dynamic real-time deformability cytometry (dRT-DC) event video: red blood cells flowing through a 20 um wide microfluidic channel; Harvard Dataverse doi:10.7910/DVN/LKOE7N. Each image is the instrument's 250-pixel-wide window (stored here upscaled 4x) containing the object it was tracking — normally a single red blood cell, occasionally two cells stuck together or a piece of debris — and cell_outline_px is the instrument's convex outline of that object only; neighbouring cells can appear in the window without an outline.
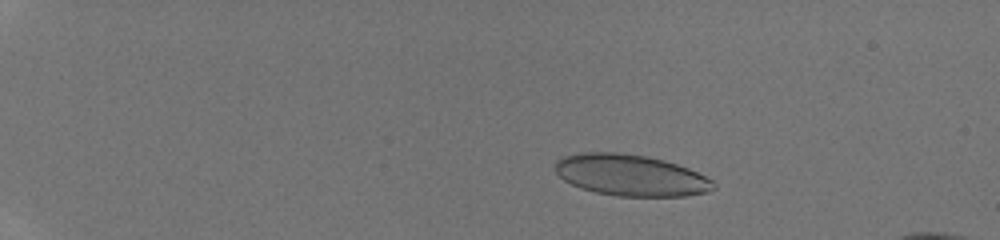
{"species": "human", "species_latin": "Homo sapiens", "temperature_condition": "room temperature", "stored_images_in_passage": 39, "camera_frame_rate_fps": 3000, "um_per_image_px": 0.085, "donor": {"sex": "male"}, "frame": {"image": 1, "passage_image": 3, "time_ms": 0.667, "image_size_px": [1000, 240], "cell_outline_px": [[716, 188], [708, 192], [688, 196], [616, 196], [596, 192], [580, 188], [564, 180], [556, 172], [556, 160], [564, 156], [584, 152], [620, 152], [648, 156], [664, 160], [688, 168], [712, 180], [716, 184]], "centroid_in_image_um": [53.62, 14.89], "position_along_channel_um": 31.4, "area_um2": 38.21}}
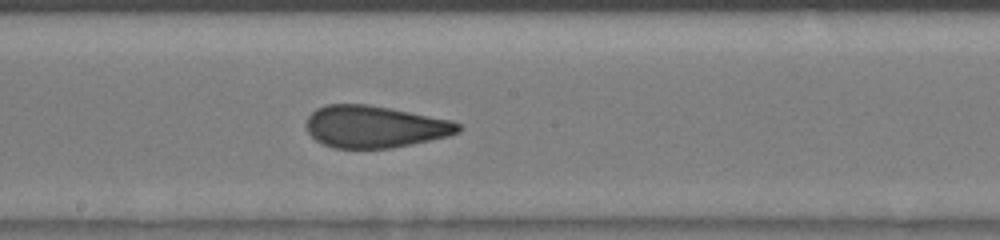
{"frame": {"image": 2, "passage_image": 22, "time_ms": 7.0, "image_size_px": [1000, 240], "cell_outline_px": [[464, 128], [460, 132], [448, 136], [412, 144], [392, 148], [332, 148], [316, 140], [308, 132], [304, 124], [308, 116], [316, 108], [328, 104], [368, 104], [452, 120], [460, 124]], "centroid_in_image_um": [31.85, 10.77], "position_along_channel_um": 216.4, "area_um2": 37.4}}
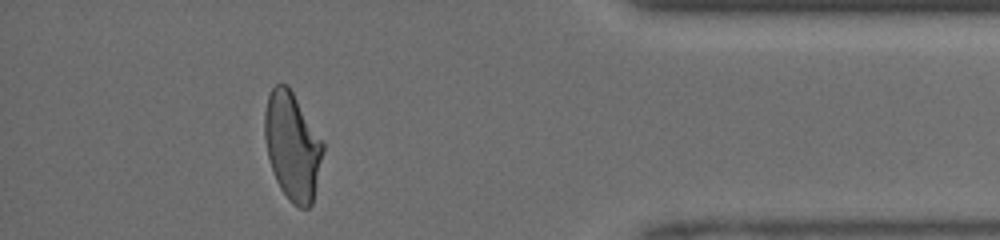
{"frame": {"image": 3, "passage_image": 36, "time_ms": 11.667, "image_size_px": [1000, 240], "cell_outline_px": [[324, 152], [312, 204], [308, 208], [300, 208], [292, 204], [288, 200], [280, 188], [276, 180], [268, 156], [264, 136], [264, 112], [268, 96], [272, 88], [276, 84], [288, 84], [324, 144]], "centroid_in_image_um": [24.84, 12.44], "position_along_channel_um": 410.4, "area_um2": 36.53}}